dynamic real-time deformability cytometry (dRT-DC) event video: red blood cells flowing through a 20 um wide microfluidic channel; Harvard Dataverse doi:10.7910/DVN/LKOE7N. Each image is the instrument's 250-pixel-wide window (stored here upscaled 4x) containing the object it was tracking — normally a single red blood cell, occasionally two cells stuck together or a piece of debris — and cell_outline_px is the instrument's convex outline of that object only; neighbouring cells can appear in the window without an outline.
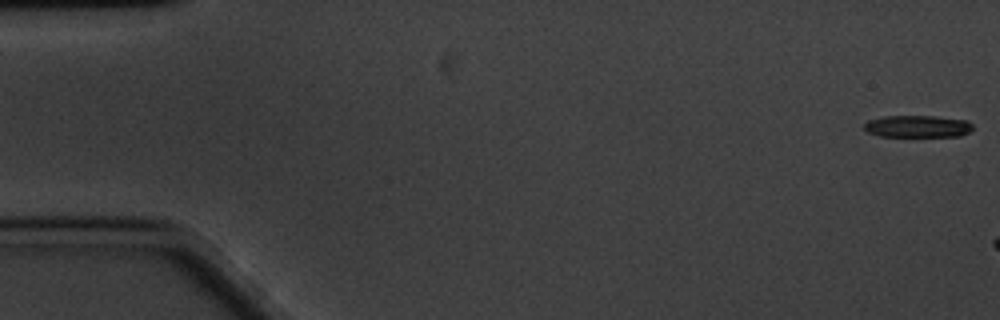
{"species": "common noctule bat (a hibernating species)", "species_latin": "Nyctalus noctula", "temperature_condition": "cold", "stored_images_in_passage": 10, "camera_frame_rate_fps": 3000, "um_per_image_px": 0.085, "animal": {"sex": "male", "body_mass_g": 20.1, "forearm_length_mm": 53.5}, "frame": {"image": 1, "passage_image": 1, "time_ms": 0.0, "image_size_px": [1000, 320], "cell_outline_px": [[972, 128], [968, 132], [960, 136], [880, 136], [868, 132], [864, 128], [864, 124], [868, 120], [884, 116], [936, 116], [968, 120], [972, 124]], "centroid_in_image_um": [78.0, 10.73], "position_along_channel_um": 7.0, "area_um2": 13.93}}